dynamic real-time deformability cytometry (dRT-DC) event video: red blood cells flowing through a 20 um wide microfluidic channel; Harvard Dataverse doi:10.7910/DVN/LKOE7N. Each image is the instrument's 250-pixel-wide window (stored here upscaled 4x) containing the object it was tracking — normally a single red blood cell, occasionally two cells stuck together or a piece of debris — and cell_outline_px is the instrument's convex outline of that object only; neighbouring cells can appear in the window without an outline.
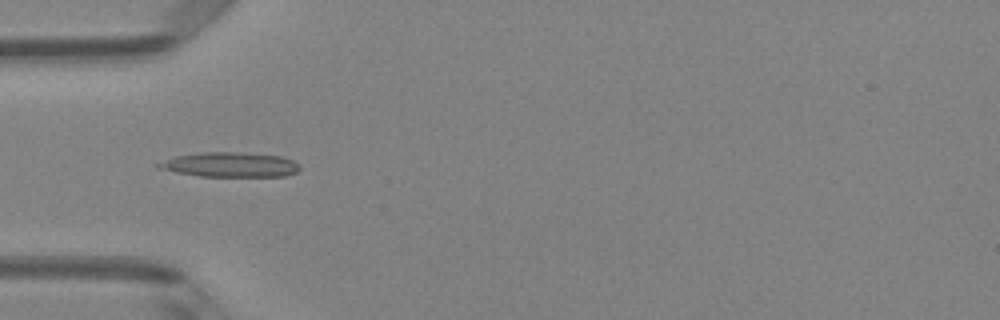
{"species": "Egyptian fruit bat (a non-hibernating species)", "species_latin": "Rousettus aegyptiacus", "temperature_condition": "room temperature", "stored_images_in_passage": 4, "camera_frame_rate_fps": 3000, "um_per_image_px": 0.085, "animal": {"sex": "female"}, "frame": {"image": 1, "passage_image": 4, "time_ms": 1.0, "image_size_px": [1000, 320], "cell_outline_px": [[300, 168], [296, 172], [284, 176], [200, 176], [176, 172], [156, 168], [156, 164], [176, 156], [204, 152], [240, 152], [280, 156], [292, 160], [300, 164]], "centroid_in_image_um": [19.57, 14.0], "position_along_channel_um": 65.4, "area_um2": 20.17}}